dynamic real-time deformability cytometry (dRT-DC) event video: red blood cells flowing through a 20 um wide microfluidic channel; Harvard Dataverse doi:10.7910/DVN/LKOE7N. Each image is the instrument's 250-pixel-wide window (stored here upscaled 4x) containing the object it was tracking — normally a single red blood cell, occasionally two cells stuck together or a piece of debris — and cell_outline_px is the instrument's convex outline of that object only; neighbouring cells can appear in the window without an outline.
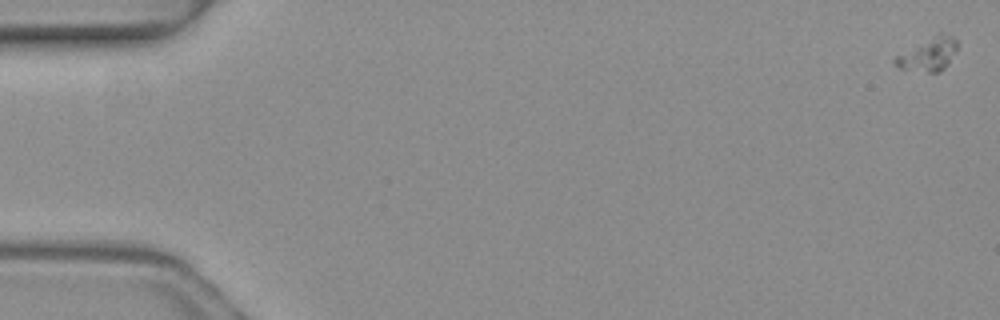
{"species": "common noctule bat (a hibernating species)", "species_latin": "Nyctalus noctula", "temperature_condition": "warm", "stored_images_in_passage": 5, "camera_frame_rate_fps": 3000, "um_per_image_px": 0.085, "animal": {"sex": "female", "body_mass_g": 19.3, "forearm_length_mm": 54.1}, "frame": {"image": 1, "passage_image": 1, "time_ms": 0.0, "image_size_px": [1000, 320], "cell_outline_px": [[956, 52], [948, 64], [940, 72], [928, 72], [900, 68], [892, 60], [896, 56], [940, 32], [952, 36], [956, 40]], "centroid_in_image_um": [78.94, 4.63], "position_along_channel_um": 6.1, "area_um2": 11.68}}